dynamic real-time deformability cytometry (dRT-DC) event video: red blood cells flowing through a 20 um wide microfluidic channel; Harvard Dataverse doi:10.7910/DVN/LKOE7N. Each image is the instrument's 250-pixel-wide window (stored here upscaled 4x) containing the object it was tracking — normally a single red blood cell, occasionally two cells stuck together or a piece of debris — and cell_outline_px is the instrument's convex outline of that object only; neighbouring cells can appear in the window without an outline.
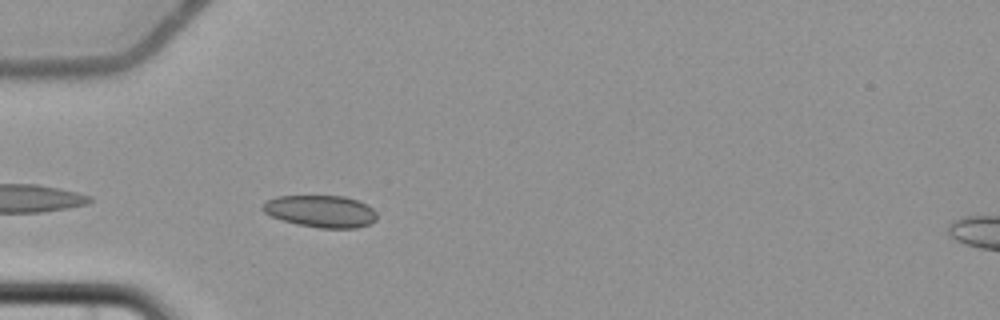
{"species": "common noctule bat (a hibernating species)", "species_latin": "Nyctalus noctula", "temperature_condition": "cold", "stored_images_in_passage": 4, "camera_frame_rate_fps": 3000, "um_per_image_px": 0.085, "animal": {"sex": "female", "body_mass_g": 22.7, "forearm_length_mm": 54.2}, "frame": {"image": 1, "passage_image": 4, "time_ms": 4.667, "image_size_px": [1000, 320], "cell_outline_px": [[376, 220], [368, 224], [356, 228], [320, 228], [296, 224], [272, 216], [264, 212], [260, 208], [260, 204], [276, 196], [344, 196], [368, 204], [376, 212]], "centroid_in_image_um": [27.25, 17.95], "position_along_channel_um": 57.8, "area_um2": 21.39}}